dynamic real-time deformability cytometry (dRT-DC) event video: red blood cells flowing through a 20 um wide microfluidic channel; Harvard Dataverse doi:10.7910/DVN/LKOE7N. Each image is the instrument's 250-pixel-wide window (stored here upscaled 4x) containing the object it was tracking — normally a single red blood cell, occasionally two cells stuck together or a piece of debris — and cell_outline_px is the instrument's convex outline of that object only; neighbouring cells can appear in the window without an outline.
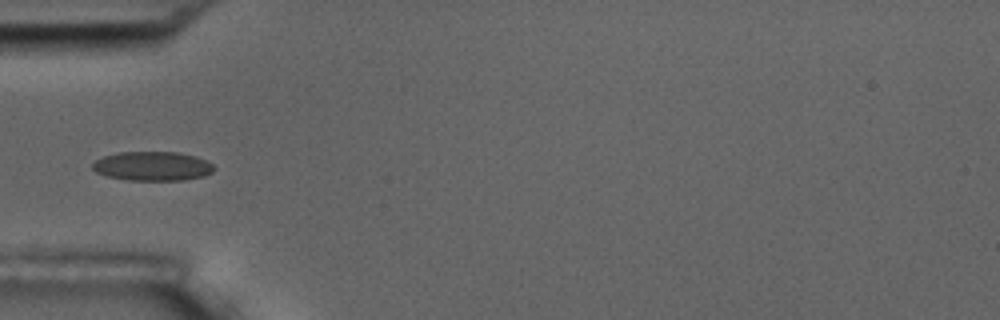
{"species": "common noctule bat (a hibernating species)", "species_latin": "Nyctalus noctula", "temperature_condition": "room temperature", "stored_images_in_passage": 7, "camera_frame_rate_fps": 3000, "um_per_image_px": 0.085, "animal": {"sex": "male", "body_mass_g": 17.5, "forearm_length_mm": 52.3}, "frame": {"image": 1, "passage_image": 4, "time_ms": 3.667, "image_size_px": [1000, 320], "cell_outline_px": [[216, 168], [212, 172], [204, 176], [184, 180], [128, 180], [108, 176], [96, 172], [92, 168], [92, 164], [96, 160], [104, 156], [120, 152], [176, 152], [196, 156], [212, 164]], "centroid_in_image_um": [12.97, 14.12], "position_along_channel_um": 72.0, "area_um2": 20.58}}
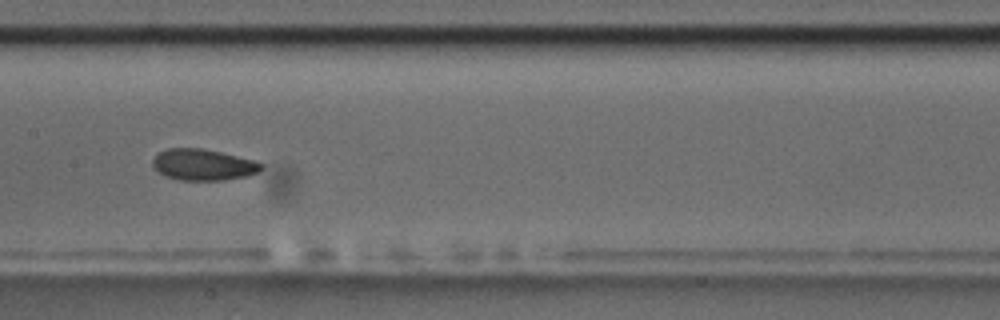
{"frame": {"image": 2, "passage_image": 7, "time_ms": 7.0, "image_size_px": [1000, 320], "cell_outline_px": [[264, 168], [248, 176], [224, 180], [180, 180], [164, 176], [152, 164], [152, 160], [160, 152], [168, 148], [200, 148], [220, 152], [252, 160], [264, 164]], "centroid_in_image_um": [17.28, 14.01], "position_along_channel_um": 190.1, "area_um2": 19.59}}